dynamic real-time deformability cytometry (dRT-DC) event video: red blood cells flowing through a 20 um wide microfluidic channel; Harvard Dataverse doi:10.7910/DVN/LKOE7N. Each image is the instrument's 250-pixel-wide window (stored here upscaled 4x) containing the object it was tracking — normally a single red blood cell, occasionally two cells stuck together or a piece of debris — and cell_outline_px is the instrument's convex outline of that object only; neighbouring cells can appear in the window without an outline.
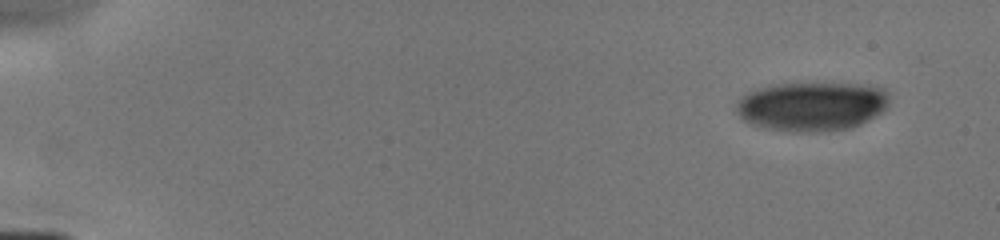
{"species": "human", "species_latin": "Homo sapiens", "temperature_condition": "cold", "stored_images_in_passage": 4, "camera_frame_rate_fps": 3000, "um_per_image_px": 0.085, "donor": {"sex": "male"}, "frame": {"image": 1, "passage_image": 1, "time_ms": 0.0, "image_size_px": [1000, 240], "cell_outline_px": [[888, 108], [868, 120], [860, 124], [848, 128], [816, 132], [788, 132], [764, 128], [752, 124], [744, 120], [736, 112], [736, 104], [748, 92], [760, 88], [776, 84], [860, 84], [884, 88], [888, 92]], "centroid_in_image_um": [69.02, 9.05], "position_along_channel_um": 16.0, "area_um2": 43.7}}
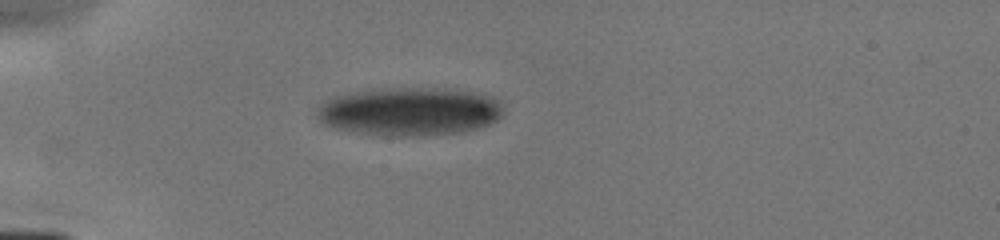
{"frame": {"image": 2, "passage_image": 4, "time_ms": 3.667, "image_size_px": [1000, 240], "cell_outline_px": [[504, 112], [496, 120], [480, 128], [464, 132], [420, 136], [388, 136], [356, 132], [332, 128], [324, 124], [316, 116], [316, 112], [320, 104], [336, 96], [356, 92], [384, 88], [436, 88], [492, 96], [500, 100], [504, 108]], "centroid_in_image_um": [34.83, 9.5], "position_along_channel_um": 50.2, "area_um2": 52.42}}